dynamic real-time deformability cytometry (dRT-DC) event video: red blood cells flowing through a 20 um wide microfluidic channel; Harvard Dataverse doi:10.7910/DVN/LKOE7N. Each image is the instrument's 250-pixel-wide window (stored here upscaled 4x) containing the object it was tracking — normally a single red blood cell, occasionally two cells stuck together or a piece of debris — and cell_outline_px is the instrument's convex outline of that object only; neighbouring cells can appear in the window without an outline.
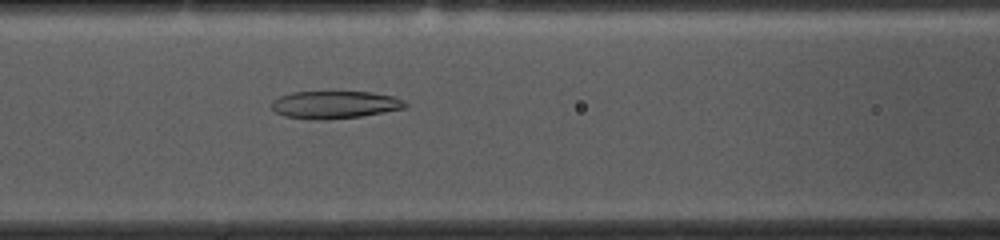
{"species": "common noctule bat (a hibernating species)", "species_latin": "Nyctalus noctula", "temperature_condition": "cold", "stored_images_in_passage": 52, "camera_frame_rate_fps": 3000, "um_per_image_px": 0.085, "animal": {"sex": "female", "body_mass_g": 10.0, "forearm_length_mm": 53.1}, "frame": {"image": 1, "passage_image": 20, "time_ms": 6.333, "image_size_px": [1000, 240], "cell_outline_px": [[408, 108], [360, 116], [284, 116], [276, 112], [272, 108], [272, 100], [280, 96], [292, 92], [372, 92], [392, 96], [404, 100], [408, 104]], "centroid_in_image_um": [28.55, 8.84], "position_along_channel_um": 138.1, "area_um2": 20.29}}
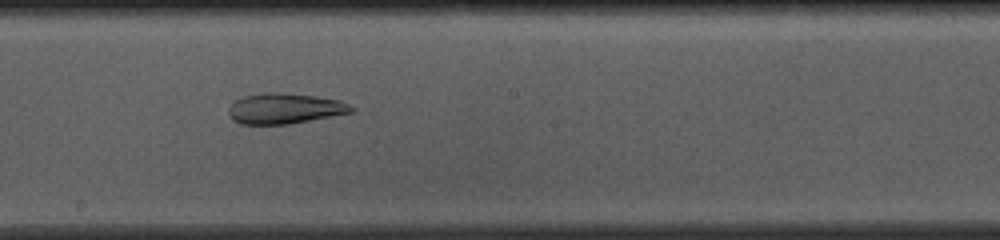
{"frame": {"image": 2, "passage_image": 27, "time_ms": 8.667, "image_size_px": [1000, 240], "cell_outline_px": [[356, 108], [352, 112], [288, 124], [240, 124], [232, 120], [228, 116], [228, 108], [240, 96], [264, 92], [280, 92], [316, 96], [340, 100]], "centroid_in_image_um": [24.15, 9.21], "position_along_channel_um": 224.0, "area_um2": 21.96}}
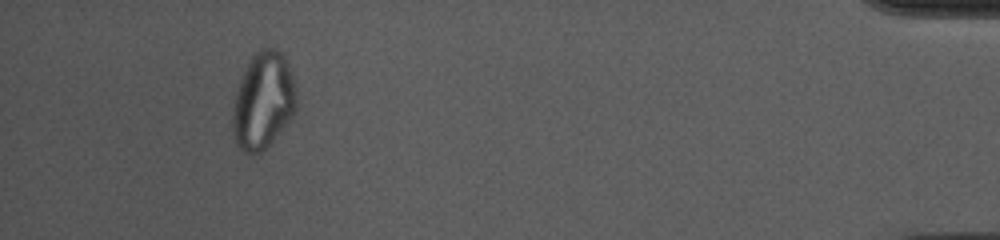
{"frame": {"image": 3, "passage_image": 48, "time_ms": 15.667, "image_size_px": [1000, 240], "cell_outline_px": [[296, 108], [292, 116], [268, 148], [252, 156], [240, 152], [236, 148], [232, 132], [232, 112], [236, 88], [244, 68], [252, 56], [260, 48], [276, 48], [284, 56], [288, 64], [296, 88]], "centroid_in_image_um": [22.33, 8.62], "position_along_channel_um": 412.9, "area_um2": 36.76}, "authors_computed_cell_mechanics": {"area_um2": 28.7555, "velocity_mm_per_s": 3.6905, "shape_relaxation_time_tau1_ms": null, "shape_relaxation_time_tau2_ms": 1.8717, "deformation_change_tau1": null, "deformation_change_tau2": 0.0806}}